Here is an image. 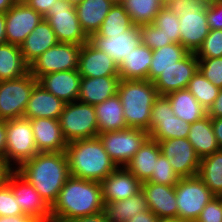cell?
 Here are the masks:
<instances>
[{
  "label": "cell",
  "instance_id": "obj_58",
  "mask_svg": "<svg viewBox=\"0 0 222 222\" xmlns=\"http://www.w3.org/2000/svg\"><path fill=\"white\" fill-rule=\"evenodd\" d=\"M157 222H187V221L175 217V218H158Z\"/></svg>",
  "mask_w": 222,
  "mask_h": 222
},
{
  "label": "cell",
  "instance_id": "obj_16",
  "mask_svg": "<svg viewBox=\"0 0 222 222\" xmlns=\"http://www.w3.org/2000/svg\"><path fill=\"white\" fill-rule=\"evenodd\" d=\"M43 18L24 1H16L5 13L6 42L21 46Z\"/></svg>",
  "mask_w": 222,
  "mask_h": 222
},
{
  "label": "cell",
  "instance_id": "obj_12",
  "mask_svg": "<svg viewBox=\"0 0 222 222\" xmlns=\"http://www.w3.org/2000/svg\"><path fill=\"white\" fill-rule=\"evenodd\" d=\"M82 45L59 42L29 65V72L38 80L41 76L65 70H78Z\"/></svg>",
  "mask_w": 222,
  "mask_h": 222
},
{
  "label": "cell",
  "instance_id": "obj_60",
  "mask_svg": "<svg viewBox=\"0 0 222 222\" xmlns=\"http://www.w3.org/2000/svg\"><path fill=\"white\" fill-rule=\"evenodd\" d=\"M198 1L208 5V4H212V3L216 2V1H220V0H198Z\"/></svg>",
  "mask_w": 222,
  "mask_h": 222
},
{
  "label": "cell",
  "instance_id": "obj_34",
  "mask_svg": "<svg viewBox=\"0 0 222 222\" xmlns=\"http://www.w3.org/2000/svg\"><path fill=\"white\" fill-rule=\"evenodd\" d=\"M104 203V212L110 222H127L136 213L149 210L142 191L125 200Z\"/></svg>",
  "mask_w": 222,
  "mask_h": 222
},
{
  "label": "cell",
  "instance_id": "obj_32",
  "mask_svg": "<svg viewBox=\"0 0 222 222\" xmlns=\"http://www.w3.org/2000/svg\"><path fill=\"white\" fill-rule=\"evenodd\" d=\"M187 139L200 159L220 150L209 116L190 124Z\"/></svg>",
  "mask_w": 222,
  "mask_h": 222
},
{
  "label": "cell",
  "instance_id": "obj_15",
  "mask_svg": "<svg viewBox=\"0 0 222 222\" xmlns=\"http://www.w3.org/2000/svg\"><path fill=\"white\" fill-rule=\"evenodd\" d=\"M161 153L180 178L198 174L200 157L187 138H173L158 141Z\"/></svg>",
  "mask_w": 222,
  "mask_h": 222
},
{
  "label": "cell",
  "instance_id": "obj_22",
  "mask_svg": "<svg viewBox=\"0 0 222 222\" xmlns=\"http://www.w3.org/2000/svg\"><path fill=\"white\" fill-rule=\"evenodd\" d=\"M141 191L145 195L148 208L158 218L177 217L178 207L174 186L143 182L141 184Z\"/></svg>",
  "mask_w": 222,
  "mask_h": 222
},
{
  "label": "cell",
  "instance_id": "obj_9",
  "mask_svg": "<svg viewBox=\"0 0 222 222\" xmlns=\"http://www.w3.org/2000/svg\"><path fill=\"white\" fill-rule=\"evenodd\" d=\"M105 151L117 167H125L135 153L150 138L149 132L137 128L102 132L97 135Z\"/></svg>",
  "mask_w": 222,
  "mask_h": 222
},
{
  "label": "cell",
  "instance_id": "obj_62",
  "mask_svg": "<svg viewBox=\"0 0 222 222\" xmlns=\"http://www.w3.org/2000/svg\"><path fill=\"white\" fill-rule=\"evenodd\" d=\"M164 6H166L172 0H160Z\"/></svg>",
  "mask_w": 222,
  "mask_h": 222
},
{
  "label": "cell",
  "instance_id": "obj_48",
  "mask_svg": "<svg viewBox=\"0 0 222 222\" xmlns=\"http://www.w3.org/2000/svg\"><path fill=\"white\" fill-rule=\"evenodd\" d=\"M24 2L45 18L57 0H24Z\"/></svg>",
  "mask_w": 222,
  "mask_h": 222
},
{
  "label": "cell",
  "instance_id": "obj_56",
  "mask_svg": "<svg viewBox=\"0 0 222 222\" xmlns=\"http://www.w3.org/2000/svg\"><path fill=\"white\" fill-rule=\"evenodd\" d=\"M6 19L5 14H0V45L6 42Z\"/></svg>",
  "mask_w": 222,
  "mask_h": 222
},
{
  "label": "cell",
  "instance_id": "obj_41",
  "mask_svg": "<svg viewBox=\"0 0 222 222\" xmlns=\"http://www.w3.org/2000/svg\"><path fill=\"white\" fill-rule=\"evenodd\" d=\"M180 179L179 175L170 165L169 160L161 153L157 160H155V167L151 178L146 182L175 186Z\"/></svg>",
  "mask_w": 222,
  "mask_h": 222
},
{
  "label": "cell",
  "instance_id": "obj_1",
  "mask_svg": "<svg viewBox=\"0 0 222 222\" xmlns=\"http://www.w3.org/2000/svg\"><path fill=\"white\" fill-rule=\"evenodd\" d=\"M16 168L50 206L57 200L60 190L71 176L65 151L38 152Z\"/></svg>",
  "mask_w": 222,
  "mask_h": 222
},
{
  "label": "cell",
  "instance_id": "obj_59",
  "mask_svg": "<svg viewBox=\"0 0 222 222\" xmlns=\"http://www.w3.org/2000/svg\"><path fill=\"white\" fill-rule=\"evenodd\" d=\"M68 3H70L72 6H77L78 4H80L81 2H83L84 0H66Z\"/></svg>",
  "mask_w": 222,
  "mask_h": 222
},
{
  "label": "cell",
  "instance_id": "obj_23",
  "mask_svg": "<svg viewBox=\"0 0 222 222\" xmlns=\"http://www.w3.org/2000/svg\"><path fill=\"white\" fill-rule=\"evenodd\" d=\"M38 152H64L67 141L64 139L59 119H30Z\"/></svg>",
  "mask_w": 222,
  "mask_h": 222
},
{
  "label": "cell",
  "instance_id": "obj_46",
  "mask_svg": "<svg viewBox=\"0 0 222 222\" xmlns=\"http://www.w3.org/2000/svg\"><path fill=\"white\" fill-rule=\"evenodd\" d=\"M195 222H222V200L220 196L213 197Z\"/></svg>",
  "mask_w": 222,
  "mask_h": 222
},
{
  "label": "cell",
  "instance_id": "obj_7",
  "mask_svg": "<svg viewBox=\"0 0 222 222\" xmlns=\"http://www.w3.org/2000/svg\"><path fill=\"white\" fill-rule=\"evenodd\" d=\"M38 80L28 72L17 79L0 81V120L22 118Z\"/></svg>",
  "mask_w": 222,
  "mask_h": 222
},
{
  "label": "cell",
  "instance_id": "obj_37",
  "mask_svg": "<svg viewBox=\"0 0 222 222\" xmlns=\"http://www.w3.org/2000/svg\"><path fill=\"white\" fill-rule=\"evenodd\" d=\"M122 5L135 26L153 23L164 7L160 0H124Z\"/></svg>",
  "mask_w": 222,
  "mask_h": 222
},
{
  "label": "cell",
  "instance_id": "obj_3",
  "mask_svg": "<svg viewBox=\"0 0 222 222\" xmlns=\"http://www.w3.org/2000/svg\"><path fill=\"white\" fill-rule=\"evenodd\" d=\"M65 153L73 177L101 182L117 168L98 137L68 142Z\"/></svg>",
  "mask_w": 222,
  "mask_h": 222
},
{
  "label": "cell",
  "instance_id": "obj_17",
  "mask_svg": "<svg viewBox=\"0 0 222 222\" xmlns=\"http://www.w3.org/2000/svg\"><path fill=\"white\" fill-rule=\"evenodd\" d=\"M198 71V59L195 53L188 52L174 66L164 70L153 81L159 95H168L171 92L187 89L189 81Z\"/></svg>",
  "mask_w": 222,
  "mask_h": 222
},
{
  "label": "cell",
  "instance_id": "obj_49",
  "mask_svg": "<svg viewBox=\"0 0 222 222\" xmlns=\"http://www.w3.org/2000/svg\"><path fill=\"white\" fill-rule=\"evenodd\" d=\"M11 166L6 158L0 157V187L8 184L11 174L15 171Z\"/></svg>",
  "mask_w": 222,
  "mask_h": 222
},
{
  "label": "cell",
  "instance_id": "obj_45",
  "mask_svg": "<svg viewBox=\"0 0 222 222\" xmlns=\"http://www.w3.org/2000/svg\"><path fill=\"white\" fill-rule=\"evenodd\" d=\"M23 214L16 198L8 185L0 187V216Z\"/></svg>",
  "mask_w": 222,
  "mask_h": 222
},
{
  "label": "cell",
  "instance_id": "obj_43",
  "mask_svg": "<svg viewBox=\"0 0 222 222\" xmlns=\"http://www.w3.org/2000/svg\"><path fill=\"white\" fill-rule=\"evenodd\" d=\"M198 69L214 86L222 89V57L200 58Z\"/></svg>",
  "mask_w": 222,
  "mask_h": 222
},
{
  "label": "cell",
  "instance_id": "obj_21",
  "mask_svg": "<svg viewBox=\"0 0 222 222\" xmlns=\"http://www.w3.org/2000/svg\"><path fill=\"white\" fill-rule=\"evenodd\" d=\"M81 76L78 70L48 73L38 79V83L65 103L77 101L80 93Z\"/></svg>",
  "mask_w": 222,
  "mask_h": 222
},
{
  "label": "cell",
  "instance_id": "obj_54",
  "mask_svg": "<svg viewBox=\"0 0 222 222\" xmlns=\"http://www.w3.org/2000/svg\"><path fill=\"white\" fill-rule=\"evenodd\" d=\"M0 222H38L33 217L21 214L15 216H0Z\"/></svg>",
  "mask_w": 222,
  "mask_h": 222
},
{
  "label": "cell",
  "instance_id": "obj_18",
  "mask_svg": "<svg viewBox=\"0 0 222 222\" xmlns=\"http://www.w3.org/2000/svg\"><path fill=\"white\" fill-rule=\"evenodd\" d=\"M89 42L100 51L107 53L119 66L124 57L142 43L140 26H134L124 33L110 35V37L93 33L89 37Z\"/></svg>",
  "mask_w": 222,
  "mask_h": 222
},
{
  "label": "cell",
  "instance_id": "obj_52",
  "mask_svg": "<svg viewBox=\"0 0 222 222\" xmlns=\"http://www.w3.org/2000/svg\"><path fill=\"white\" fill-rule=\"evenodd\" d=\"M158 217L149 209L141 213H136L127 222H157Z\"/></svg>",
  "mask_w": 222,
  "mask_h": 222
},
{
  "label": "cell",
  "instance_id": "obj_11",
  "mask_svg": "<svg viewBox=\"0 0 222 222\" xmlns=\"http://www.w3.org/2000/svg\"><path fill=\"white\" fill-rule=\"evenodd\" d=\"M38 153L30 119L16 118L6 121L5 158L10 165H21Z\"/></svg>",
  "mask_w": 222,
  "mask_h": 222
},
{
  "label": "cell",
  "instance_id": "obj_13",
  "mask_svg": "<svg viewBox=\"0 0 222 222\" xmlns=\"http://www.w3.org/2000/svg\"><path fill=\"white\" fill-rule=\"evenodd\" d=\"M45 20L52 27L59 42L83 45L89 41L81 28L75 6L66 0H57Z\"/></svg>",
  "mask_w": 222,
  "mask_h": 222
},
{
  "label": "cell",
  "instance_id": "obj_2",
  "mask_svg": "<svg viewBox=\"0 0 222 222\" xmlns=\"http://www.w3.org/2000/svg\"><path fill=\"white\" fill-rule=\"evenodd\" d=\"M104 205L100 182L70 176L51 206V222L96 214Z\"/></svg>",
  "mask_w": 222,
  "mask_h": 222
},
{
  "label": "cell",
  "instance_id": "obj_44",
  "mask_svg": "<svg viewBox=\"0 0 222 222\" xmlns=\"http://www.w3.org/2000/svg\"><path fill=\"white\" fill-rule=\"evenodd\" d=\"M140 34L142 44L146 45L152 51L173 43L153 23L141 25Z\"/></svg>",
  "mask_w": 222,
  "mask_h": 222
},
{
  "label": "cell",
  "instance_id": "obj_27",
  "mask_svg": "<svg viewBox=\"0 0 222 222\" xmlns=\"http://www.w3.org/2000/svg\"><path fill=\"white\" fill-rule=\"evenodd\" d=\"M152 61V50L140 44L118 66L121 80H148V71Z\"/></svg>",
  "mask_w": 222,
  "mask_h": 222
},
{
  "label": "cell",
  "instance_id": "obj_26",
  "mask_svg": "<svg viewBox=\"0 0 222 222\" xmlns=\"http://www.w3.org/2000/svg\"><path fill=\"white\" fill-rule=\"evenodd\" d=\"M56 34L50 24L43 18L36 28L26 37L20 46L25 62L30 65L50 47L57 45Z\"/></svg>",
  "mask_w": 222,
  "mask_h": 222
},
{
  "label": "cell",
  "instance_id": "obj_40",
  "mask_svg": "<svg viewBox=\"0 0 222 222\" xmlns=\"http://www.w3.org/2000/svg\"><path fill=\"white\" fill-rule=\"evenodd\" d=\"M153 24L161 29L162 33L173 43H180L179 17L169 10L168 7L164 6L159 11Z\"/></svg>",
  "mask_w": 222,
  "mask_h": 222
},
{
  "label": "cell",
  "instance_id": "obj_10",
  "mask_svg": "<svg viewBox=\"0 0 222 222\" xmlns=\"http://www.w3.org/2000/svg\"><path fill=\"white\" fill-rule=\"evenodd\" d=\"M190 123L175 116L169 99L159 95L155 100L149 121V136L155 141L173 138H187Z\"/></svg>",
  "mask_w": 222,
  "mask_h": 222
},
{
  "label": "cell",
  "instance_id": "obj_8",
  "mask_svg": "<svg viewBox=\"0 0 222 222\" xmlns=\"http://www.w3.org/2000/svg\"><path fill=\"white\" fill-rule=\"evenodd\" d=\"M174 188L177 217L187 222H195L203 208L215 197L198 175L181 178Z\"/></svg>",
  "mask_w": 222,
  "mask_h": 222
},
{
  "label": "cell",
  "instance_id": "obj_55",
  "mask_svg": "<svg viewBox=\"0 0 222 222\" xmlns=\"http://www.w3.org/2000/svg\"><path fill=\"white\" fill-rule=\"evenodd\" d=\"M6 152V121L0 120V157L5 158Z\"/></svg>",
  "mask_w": 222,
  "mask_h": 222
},
{
  "label": "cell",
  "instance_id": "obj_6",
  "mask_svg": "<svg viewBox=\"0 0 222 222\" xmlns=\"http://www.w3.org/2000/svg\"><path fill=\"white\" fill-rule=\"evenodd\" d=\"M59 123L67 143L79 139L95 138L98 135L94 105L79 101L66 103L60 114Z\"/></svg>",
  "mask_w": 222,
  "mask_h": 222
},
{
  "label": "cell",
  "instance_id": "obj_28",
  "mask_svg": "<svg viewBox=\"0 0 222 222\" xmlns=\"http://www.w3.org/2000/svg\"><path fill=\"white\" fill-rule=\"evenodd\" d=\"M98 134L127 129L120 96L115 94L102 103L94 105Z\"/></svg>",
  "mask_w": 222,
  "mask_h": 222
},
{
  "label": "cell",
  "instance_id": "obj_50",
  "mask_svg": "<svg viewBox=\"0 0 222 222\" xmlns=\"http://www.w3.org/2000/svg\"><path fill=\"white\" fill-rule=\"evenodd\" d=\"M66 222H110V221L108 220V217L106 216L105 212L101 211L99 213L92 215L75 217Z\"/></svg>",
  "mask_w": 222,
  "mask_h": 222
},
{
  "label": "cell",
  "instance_id": "obj_61",
  "mask_svg": "<svg viewBox=\"0 0 222 222\" xmlns=\"http://www.w3.org/2000/svg\"><path fill=\"white\" fill-rule=\"evenodd\" d=\"M111 1L113 4H122L124 2V0H109Z\"/></svg>",
  "mask_w": 222,
  "mask_h": 222
},
{
  "label": "cell",
  "instance_id": "obj_20",
  "mask_svg": "<svg viewBox=\"0 0 222 222\" xmlns=\"http://www.w3.org/2000/svg\"><path fill=\"white\" fill-rule=\"evenodd\" d=\"M141 182L125 167H117L100 182L104 202L125 200L141 191Z\"/></svg>",
  "mask_w": 222,
  "mask_h": 222
},
{
  "label": "cell",
  "instance_id": "obj_47",
  "mask_svg": "<svg viewBox=\"0 0 222 222\" xmlns=\"http://www.w3.org/2000/svg\"><path fill=\"white\" fill-rule=\"evenodd\" d=\"M207 22L210 30H222V1L206 6Z\"/></svg>",
  "mask_w": 222,
  "mask_h": 222
},
{
  "label": "cell",
  "instance_id": "obj_30",
  "mask_svg": "<svg viewBox=\"0 0 222 222\" xmlns=\"http://www.w3.org/2000/svg\"><path fill=\"white\" fill-rule=\"evenodd\" d=\"M161 154V148L158 141L148 139L143 146L125 165L141 183L148 181L155 167V160Z\"/></svg>",
  "mask_w": 222,
  "mask_h": 222
},
{
  "label": "cell",
  "instance_id": "obj_25",
  "mask_svg": "<svg viewBox=\"0 0 222 222\" xmlns=\"http://www.w3.org/2000/svg\"><path fill=\"white\" fill-rule=\"evenodd\" d=\"M119 76L82 77L77 101L96 105L102 103L118 92Z\"/></svg>",
  "mask_w": 222,
  "mask_h": 222
},
{
  "label": "cell",
  "instance_id": "obj_14",
  "mask_svg": "<svg viewBox=\"0 0 222 222\" xmlns=\"http://www.w3.org/2000/svg\"><path fill=\"white\" fill-rule=\"evenodd\" d=\"M19 204L23 214L33 217L38 222H51V206L16 170L7 184Z\"/></svg>",
  "mask_w": 222,
  "mask_h": 222
},
{
  "label": "cell",
  "instance_id": "obj_42",
  "mask_svg": "<svg viewBox=\"0 0 222 222\" xmlns=\"http://www.w3.org/2000/svg\"><path fill=\"white\" fill-rule=\"evenodd\" d=\"M195 55L197 59L222 57V30H210Z\"/></svg>",
  "mask_w": 222,
  "mask_h": 222
},
{
  "label": "cell",
  "instance_id": "obj_5",
  "mask_svg": "<svg viewBox=\"0 0 222 222\" xmlns=\"http://www.w3.org/2000/svg\"><path fill=\"white\" fill-rule=\"evenodd\" d=\"M206 4L198 0H172L166 7L179 17L180 44L195 53L209 34Z\"/></svg>",
  "mask_w": 222,
  "mask_h": 222
},
{
  "label": "cell",
  "instance_id": "obj_24",
  "mask_svg": "<svg viewBox=\"0 0 222 222\" xmlns=\"http://www.w3.org/2000/svg\"><path fill=\"white\" fill-rule=\"evenodd\" d=\"M65 104L63 100L55 97L38 83L33 88L23 117L59 119Z\"/></svg>",
  "mask_w": 222,
  "mask_h": 222
},
{
  "label": "cell",
  "instance_id": "obj_19",
  "mask_svg": "<svg viewBox=\"0 0 222 222\" xmlns=\"http://www.w3.org/2000/svg\"><path fill=\"white\" fill-rule=\"evenodd\" d=\"M78 73L81 77L119 76L114 60L105 52L100 51L89 41L82 45Z\"/></svg>",
  "mask_w": 222,
  "mask_h": 222
},
{
  "label": "cell",
  "instance_id": "obj_53",
  "mask_svg": "<svg viewBox=\"0 0 222 222\" xmlns=\"http://www.w3.org/2000/svg\"><path fill=\"white\" fill-rule=\"evenodd\" d=\"M211 124L213 127V131H214L217 143L220 149H222V117L211 118Z\"/></svg>",
  "mask_w": 222,
  "mask_h": 222
},
{
  "label": "cell",
  "instance_id": "obj_35",
  "mask_svg": "<svg viewBox=\"0 0 222 222\" xmlns=\"http://www.w3.org/2000/svg\"><path fill=\"white\" fill-rule=\"evenodd\" d=\"M189 51L180 43H171L152 51L151 66L148 71V81H154L164 70L175 65Z\"/></svg>",
  "mask_w": 222,
  "mask_h": 222
},
{
  "label": "cell",
  "instance_id": "obj_38",
  "mask_svg": "<svg viewBox=\"0 0 222 222\" xmlns=\"http://www.w3.org/2000/svg\"><path fill=\"white\" fill-rule=\"evenodd\" d=\"M134 26L123 5L114 4L96 33L102 37H110L124 33Z\"/></svg>",
  "mask_w": 222,
  "mask_h": 222
},
{
  "label": "cell",
  "instance_id": "obj_29",
  "mask_svg": "<svg viewBox=\"0 0 222 222\" xmlns=\"http://www.w3.org/2000/svg\"><path fill=\"white\" fill-rule=\"evenodd\" d=\"M113 5L109 0H84L75 6L81 28L88 37L100 29Z\"/></svg>",
  "mask_w": 222,
  "mask_h": 222
},
{
  "label": "cell",
  "instance_id": "obj_4",
  "mask_svg": "<svg viewBox=\"0 0 222 222\" xmlns=\"http://www.w3.org/2000/svg\"><path fill=\"white\" fill-rule=\"evenodd\" d=\"M117 94L120 96L123 114L128 128L149 132L152 106L159 96L152 81L120 80Z\"/></svg>",
  "mask_w": 222,
  "mask_h": 222
},
{
  "label": "cell",
  "instance_id": "obj_33",
  "mask_svg": "<svg viewBox=\"0 0 222 222\" xmlns=\"http://www.w3.org/2000/svg\"><path fill=\"white\" fill-rule=\"evenodd\" d=\"M29 72L20 46L5 43L0 45V81L17 79Z\"/></svg>",
  "mask_w": 222,
  "mask_h": 222
},
{
  "label": "cell",
  "instance_id": "obj_31",
  "mask_svg": "<svg viewBox=\"0 0 222 222\" xmlns=\"http://www.w3.org/2000/svg\"><path fill=\"white\" fill-rule=\"evenodd\" d=\"M175 116L193 123L208 116V111L196 100L188 89H182L165 95Z\"/></svg>",
  "mask_w": 222,
  "mask_h": 222
},
{
  "label": "cell",
  "instance_id": "obj_39",
  "mask_svg": "<svg viewBox=\"0 0 222 222\" xmlns=\"http://www.w3.org/2000/svg\"><path fill=\"white\" fill-rule=\"evenodd\" d=\"M187 89L207 111L217 98L220 90L206 79L199 69L189 81Z\"/></svg>",
  "mask_w": 222,
  "mask_h": 222
},
{
  "label": "cell",
  "instance_id": "obj_57",
  "mask_svg": "<svg viewBox=\"0 0 222 222\" xmlns=\"http://www.w3.org/2000/svg\"><path fill=\"white\" fill-rule=\"evenodd\" d=\"M15 2V0H0V14H5Z\"/></svg>",
  "mask_w": 222,
  "mask_h": 222
},
{
  "label": "cell",
  "instance_id": "obj_51",
  "mask_svg": "<svg viewBox=\"0 0 222 222\" xmlns=\"http://www.w3.org/2000/svg\"><path fill=\"white\" fill-rule=\"evenodd\" d=\"M208 116L210 118L222 117V89L219 90L218 96L208 109Z\"/></svg>",
  "mask_w": 222,
  "mask_h": 222
},
{
  "label": "cell",
  "instance_id": "obj_36",
  "mask_svg": "<svg viewBox=\"0 0 222 222\" xmlns=\"http://www.w3.org/2000/svg\"><path fill=\"white\" fill-rule=\"evenodd\" d=\"M198 177L215 195H222V149L200 159Z\"/></svg>",
  "mask_w": 222,
  "mask_h": 222
}]
</instances>
